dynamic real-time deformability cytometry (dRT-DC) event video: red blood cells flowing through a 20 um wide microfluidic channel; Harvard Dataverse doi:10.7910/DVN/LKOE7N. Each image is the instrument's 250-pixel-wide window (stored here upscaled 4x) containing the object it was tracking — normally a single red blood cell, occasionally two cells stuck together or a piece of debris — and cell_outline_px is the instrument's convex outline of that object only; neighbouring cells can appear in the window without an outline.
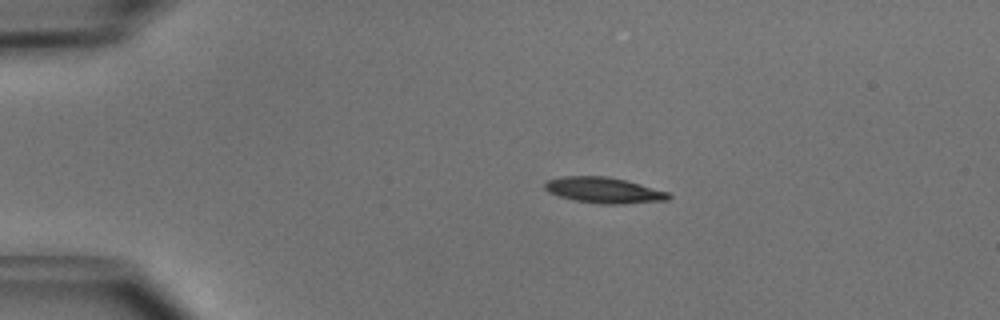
{"species": "common noctule bat (a hibernating species)", "species_latin": "Nyctalus noctula", "temperature_condition": "cold", "stored_images_in_passage": 41, "camera_frame_rate_fps": 3000, "um_per_image_px": 0.085, "animal": {"sex": "male", "body_mass_g": 15.6}, "frame": {"image": 1, "passage_image": 1, "time_ms": 0.0, "image_size_px": [1000, 320], "cell_outline_px": [[672, 196], [668, 200], [620, 204], [604, 204], [576, 200], [560, 196], [548, 192], [544, 188], [544, 184], [548, 180], [564, 176], [608, 176], [640, 184], [668, 192]], "centroid_in_image_um": [51.33, 16.16], "position_along_channel_um": 33.7, "area_um2": 18.38}}
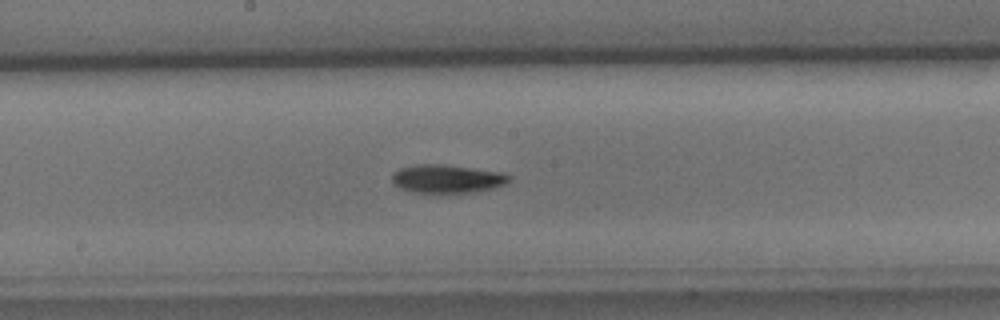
{"frame": {"image": 2, "passage_image": 18, "time_ms": 5.667, "image_size_px": [1000, 320], "cell_outline_px": [[512, 180], [504, 184], [492, 188], [472, 192], [412, 192], [400, 188], [392, 184], [392, 172], [400, 168], [416, 164], [444, 164], [500, 172], [512, 176]], "centroid_in_image_um": [37.97, 15.18], "position_along_channel_um": 210.2, "area_um2": 19.31}}
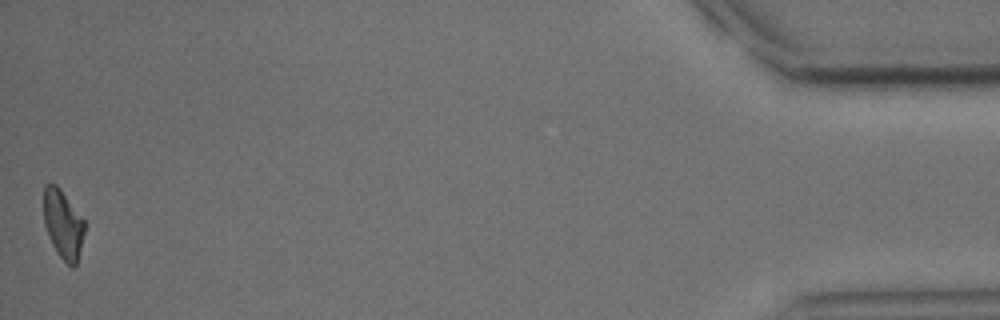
{"frame": {"image": 3, "passage_image": 41, "time_ms": 13.333, "image_size_px": [1000, 320], "cell_outline_px": [[84, 232], [76, 268], [72, 268], [60, 256], [52, 244], [44, 224], [44, 184], [56, 184], [60, 188], [84, 220]], "centroid_in_image_um": [5.36, 19.07], "position_along_channel_um": 429.8, "area_um2": 16.18}, "authors_computed_cell_mechanics": {"area_um2": 18.3804, "velocity_mm_per_s": 3.9936, "shape_relaxation_time_tau1_ms": 3.2831, "shape_relaxation_time_tau2_ms": null, "deformation_change_tau1": 0.1386, "deformation_change_tau2": null}}